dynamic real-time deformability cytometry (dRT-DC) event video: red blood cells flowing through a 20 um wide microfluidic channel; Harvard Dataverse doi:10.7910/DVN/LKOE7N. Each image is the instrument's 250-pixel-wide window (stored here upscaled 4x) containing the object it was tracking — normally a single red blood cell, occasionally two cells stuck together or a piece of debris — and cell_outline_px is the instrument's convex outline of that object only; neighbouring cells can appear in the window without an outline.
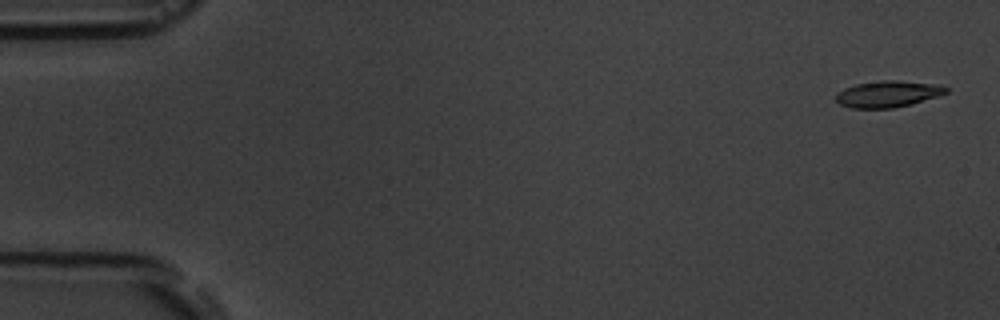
{"species": "common noctule bat (a hibernating species)", "species_latin": "Nyctalus noctula", "temperature_condition": "room temperature", "stored_images_in_passage": 5, "camera_frame_rate_fps": 3000, "um_per_image_px": 0.085, "animal": {"sex": "male", "body_mass_g": 19.5, "forearm_length_mm": 54.6}, "frame": {"image": 1, "passage_image": 1, "time_ms": 0.0, "image_size_px": [1000, 320], "cell_outline_px": [[948, 92], [940, 96], [912, 104], [892, 108], [852, 108], [840, 104], [836, 100], [836, 92], [844, 88], [856, 84], [880, 80], [896, 80], [944, 84], [948, 88]], "centroid_in_image_um": [75.53, 7.97], "position_along_channel_um": 9.5, "area_um2": 17.28}}
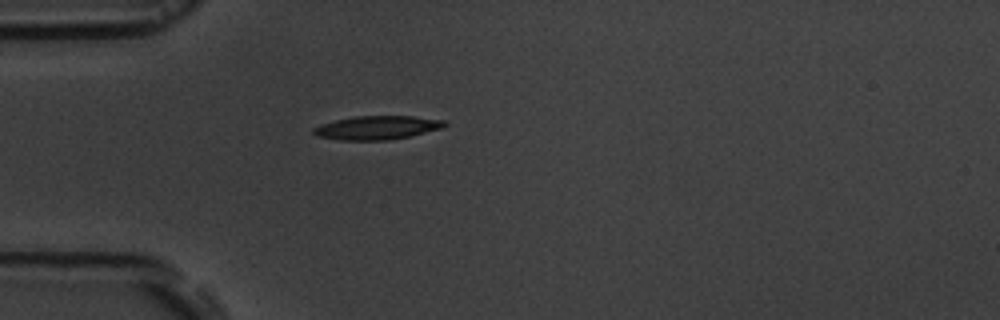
{"frame": {"image": 2, "passage_image": 5, "time_ms": 4.667, "image_size_px": [1000, 320], "cell_outline_px": [[448, 124], [440, 128], [408, 136], [388, 140], [340, 140], [316, 136], [312, 132], [312, 128], [336, 120], [352, 116], [412, 116], [444, 120]], "centroid_in_image_um": [32.01, 10.85], "position_along_channel_um": 53.0, "area_um2": 17.86}}